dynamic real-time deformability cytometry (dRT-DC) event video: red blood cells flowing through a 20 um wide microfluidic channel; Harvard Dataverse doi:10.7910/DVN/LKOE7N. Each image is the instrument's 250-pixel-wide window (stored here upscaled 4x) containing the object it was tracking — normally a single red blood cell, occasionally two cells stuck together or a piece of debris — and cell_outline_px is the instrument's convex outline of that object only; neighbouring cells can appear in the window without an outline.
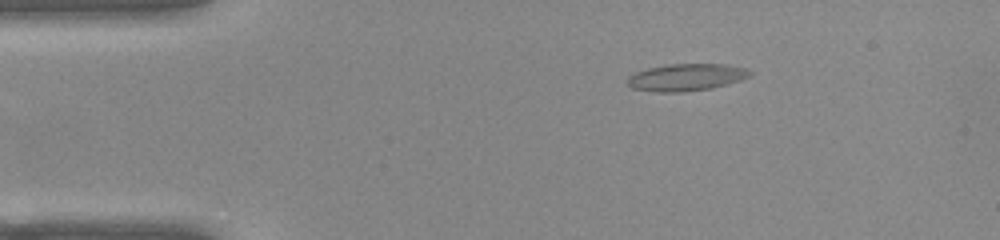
{"species": "common noctule bat (a hibernating species)", "species_latin": "Nyctalus noctula", "temperature_condition": "warm", "stored_images_in_passage": 47, "segment_of_instrument_passage": [1, 2], "camera_frame_rate_fps": 3000, "um_per_image_px": 0.085, "animal": {"sex": "female", "body_mass_g": 22.0, "forearm_length_mm": 56.7}, "frame": {"image": 1, "passage_image": 2, "time_ms": 0.333, "image_size_px": [1000, 240], "cell_outline_px": [[756, 72], [752, 76], [740, 80], [712, 88], [680, 92], [656, 92], [632, 88], [628, 84], [628, 76], [636, 72], [648, 68], [668, 64], [724, 64], [748, 68]], "centroid_in_image_um": [58.39, 6.56], "position_along_channel_um": 26.6, "area_um2": 19.48}}
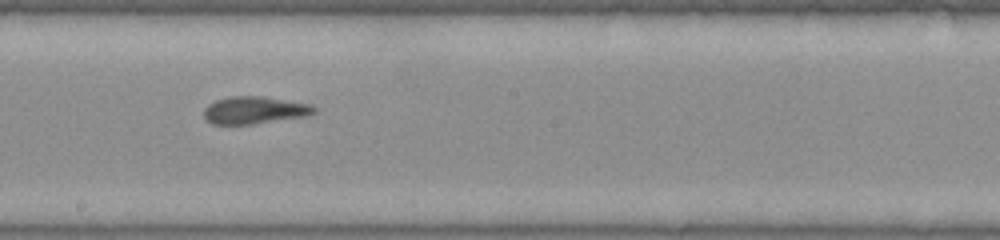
{"frame": {"image": 2, "passage_image": 22, "time_ms": 7.0, "image_size_px": [1000, 240], "cell_outline_px": [[316, 112], [308, 116], [252, 124], [212, 124], [204, 116], [204, 108], [208, 104], [216, 100], [228, 96], [260, 96], [312, 104], [316, 108]], "centroid_in_image_um": [21.65, 9.36], "position_along_channel_um": 226.6, "area_um2": 17.63}}
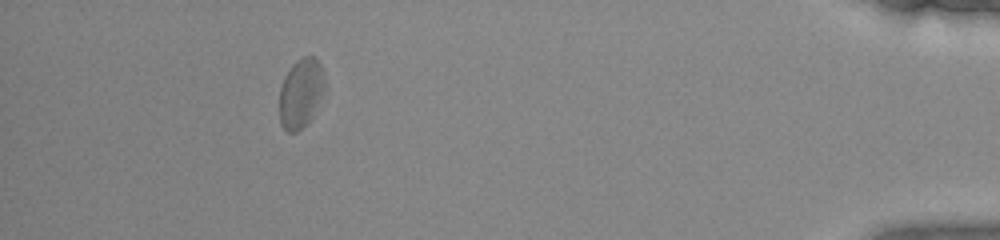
{"frame": {"image": 3, "passage_image": 41, "time_ms": 13.333, "image_size_px": [1000, 240], "cell_outline_px": [[324, 84], [320, 96], [312, 116], [296, 132], [288, 132], [280, 124], [280, 88], [284, 76], [292, 64], [296, 60], [304, 56], [316, 56], [320, 64], [324, 80]], "centroid_in_image_um": [25.53, 7.88], "position_along_channel_um": 409.7, "area_um2": 17.86}}